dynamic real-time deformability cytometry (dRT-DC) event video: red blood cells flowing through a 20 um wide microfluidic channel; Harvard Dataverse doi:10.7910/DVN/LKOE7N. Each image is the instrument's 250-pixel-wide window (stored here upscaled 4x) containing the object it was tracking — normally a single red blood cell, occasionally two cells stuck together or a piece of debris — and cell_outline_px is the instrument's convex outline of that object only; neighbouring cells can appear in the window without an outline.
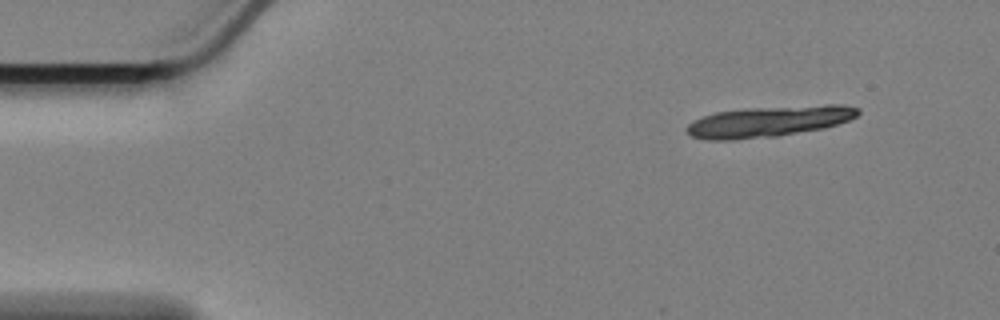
{"species": "Egyptian fruit bat (a non-hibernating species)", "species_latin": "Rousettus aegyptiacus", "temperature_condition": "cold", "stored_images_in_passage": 6, "camera_frame_rate_fps": 3000, "um_per_image_px": 0.085, "animal": {"sex": "female"}, "frame": {"image": 1, "passage_image": 1, "time_ms": 0.0, "image_size_px": [1000, 320], "cell_outline_px": [[860, 112], [856, 116], [848, 120], [824, 128], [776, 136], [732, 140], [704, 140], [692, 136], [684, 128], [688, 124], [704, 116], [716, 112], [748, 108], [824, 104], [844, 104], [860, 108]], "centroid_in_image_um": [65.38, 10.31], "position_along_channel_um": 19.6, "area_um2": 30.87}}